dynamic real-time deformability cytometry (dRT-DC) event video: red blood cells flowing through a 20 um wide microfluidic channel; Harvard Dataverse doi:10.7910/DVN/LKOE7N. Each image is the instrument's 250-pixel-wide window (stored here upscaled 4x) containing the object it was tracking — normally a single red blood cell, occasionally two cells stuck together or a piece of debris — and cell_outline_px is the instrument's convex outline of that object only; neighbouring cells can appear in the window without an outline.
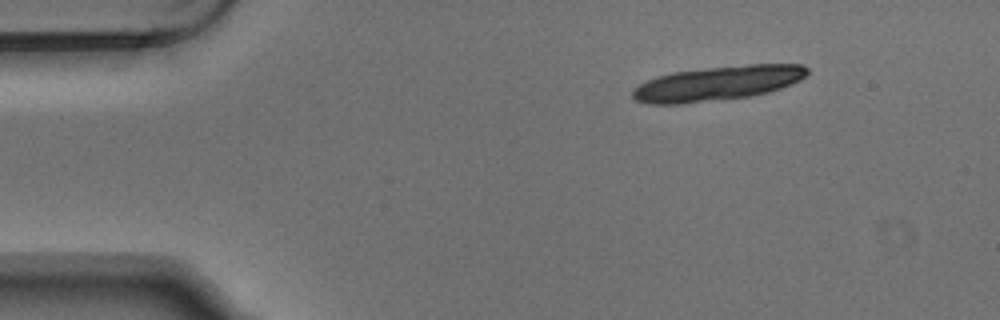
{"species": "Egyptian fruit bat (a non-hibernating species)", "species_latin": "Rousettus aegyptiacus", "temperature_condition": "warm", "stored_images_in_passage": 3, "segment_of_instrument_passage": [2, 2], "camera_frame_rate_fps": 3000, "um_per_image_px": 0.085, "animal": {"sex": "male"}, "frame": {"image": 1, "passage_image": 3, "time_ms": 0.667, "image_size_px": [1000, 320], "cell_outline_px": [[808, 72], [800, 80], [792, 84], [768, 92], [748, 96], [684, 104], [648, 104], [636, 100], [632, 96], [632, 88], [656, 76], [672, 72], [708, 68], [748, 64], [804, 64], [808, 68]], "centroid_in_image_um": [60.98, 7.08], "position_along_channel_um": 24.0, "area_um2": 35.08}}